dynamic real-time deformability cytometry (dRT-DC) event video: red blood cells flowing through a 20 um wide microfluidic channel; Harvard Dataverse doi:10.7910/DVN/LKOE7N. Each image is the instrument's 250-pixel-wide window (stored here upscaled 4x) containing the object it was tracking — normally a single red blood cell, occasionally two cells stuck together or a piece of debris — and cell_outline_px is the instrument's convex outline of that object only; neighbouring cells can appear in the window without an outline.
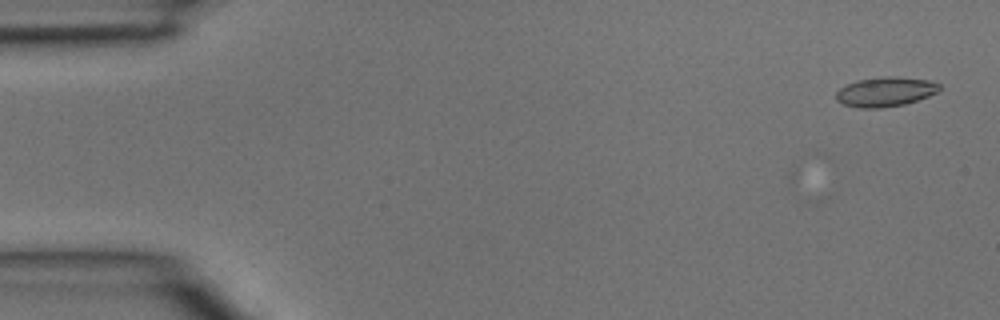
{"species": "common noctule bat (a hibernating species)", "species_latin": "Nyctalus noctula", "temperature_condition": "room temperature", "stored_images_in_passage": 2, "camera_frame_rate_fps": 3000, "um_per_image_px": 0.085, "animal": {"sex": "male", "body_mass_g": 15.6}, "frame": {"image": 1, "passage_image": 2, "time_ms": 0.333, "image_size_px": [1000, 320], "cell_outline_px": [[940, 88], [936, 92], [928, 96], [904, 104], [880, 108], [860, 108], [844, 104], [836, 100], [836, 92], [840, 88], [856, 80], [884, 76], [896, 76], [928, 80], [940, 84]], "centroid_in_image_um": [75.24, 7.79], "position_along_channel_um": 9.8, "area_um2": 17.69}}